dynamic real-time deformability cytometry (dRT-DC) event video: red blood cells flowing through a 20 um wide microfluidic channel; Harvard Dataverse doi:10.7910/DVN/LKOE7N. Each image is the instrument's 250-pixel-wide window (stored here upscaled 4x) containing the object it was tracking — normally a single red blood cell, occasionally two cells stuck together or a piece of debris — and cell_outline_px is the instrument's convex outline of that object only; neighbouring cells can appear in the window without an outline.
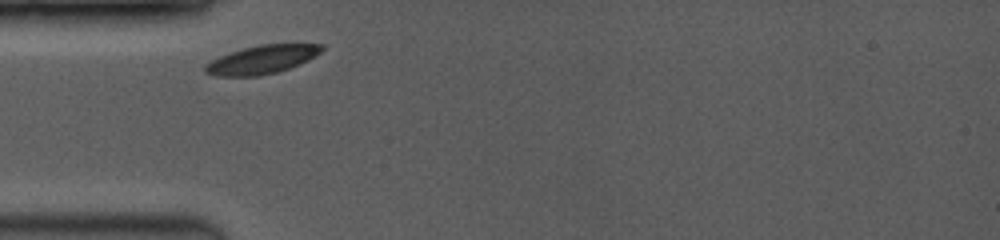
{"species": "common noctule bat (a hibernating species)", "species_latin": "Nyctalus noctula", "temperature_condition": "room temperature", "stored_images_in_passage": 33, "camera_frame_rate_fps": 3500, "um_per_image_px": 0.085, "animal": {"sex": "female", "body_mass_g": 19.0, "forearm_length_mm": 53.3}, "frame": {"image": 1, "passage_image": 1, "time_ms": 0.0, "image_size_px": [1000, 240], "cell_outline_px": [[324, 48], [320, 52], [308, 60], [300, 64], [276, 72], [256, 76], [216, 76], [204, 72], [204, 64], [220, 56], [244, 48], [260, 44], [324, 44]], "centroid_in_image_um": [22.25, 5.06], "position_along_channel_um": 62.8, "area_um2": 19.13}}
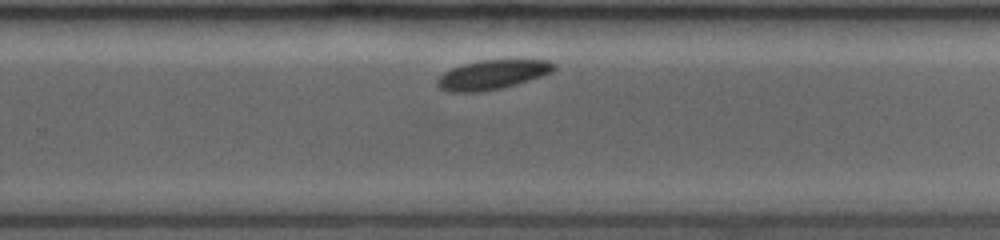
{"frame": {"image": 2, "passage_image": 18, "time_ms": 6.0, "image_size_px": [1000, 240], "cell_outline_px": [[556, 68], [552, 72], [516, 84], [500, 88], [480, 92], [448, 92], [440, 88], [436, 84], [436, 80], [444, 72], [452, 68], [464, 64], [480, 60], [548, 60], [556, 64]], "centroid_in_image_um": [41.83, 6.35], "position_along_channel_um": 288.0, "area_um2": 19.83}}
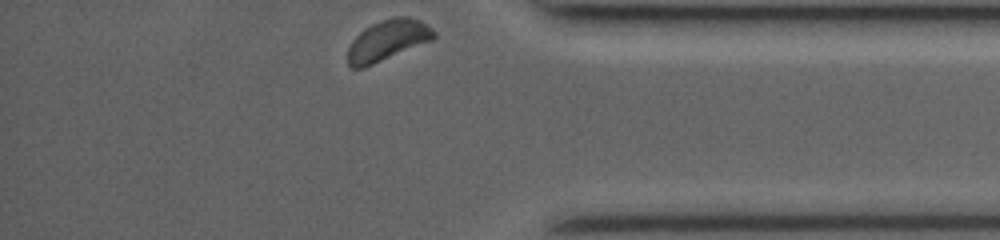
{"frame": {"image": 3, "passage_image": 33, "time_ms": 9.143, "image_size_px": [1000, 240], "cell_outline_px": [[436, 36], [432, 40], [364, 68], [352, 68], [348, 64], [348, 48], [352, 40], [364, 28], [380, 20], [392, 16], [408, 16], [420, 20], [432, 28], [436, 32]], "centroid_in_image_um": [32.95, 3.41], "position_along_channel_um": 402.3, "area_um2": 20.52}, "authors_computed_cell_mechanics": {"area_um2": 19.941, "velocity_mm_per_s": 3.8054, "shape_relaxation_time_tau1_ms": 0.6023, "shape_relaxation_time_tau2_ms": 1.2477, "deformation_change_tau1": 0.0748, "deformation_change_tau2": 0.0279}}